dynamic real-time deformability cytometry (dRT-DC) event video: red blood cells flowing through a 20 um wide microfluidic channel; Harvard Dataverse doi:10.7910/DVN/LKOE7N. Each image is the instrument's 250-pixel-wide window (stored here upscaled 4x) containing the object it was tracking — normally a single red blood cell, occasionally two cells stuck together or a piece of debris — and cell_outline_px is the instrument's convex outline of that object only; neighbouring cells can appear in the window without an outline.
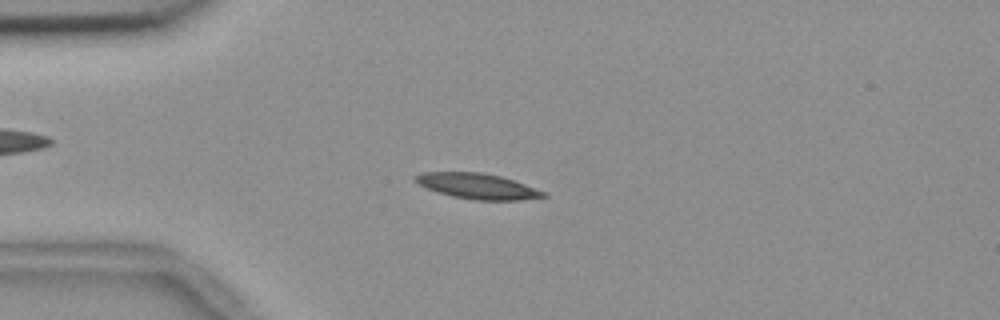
{"species": "common noctule bat (a hibernating species)", "species_latin": "Nyctalus noctula", "temperature_condition": "room temperature", "stored_images_in_passage": 55, "camera_frame_rate_fps": 3000, "um_per_image_px": 0.085, "animal": {"sex": "female", "body_mass_g": 18.4}, "frame": {"image": 1, "passage_image": 14, "time_ms": 4.333, "image_size_px": [1000, 320], "cell_outline_px": [[548, 196], [520, 200], [472, 200], [452, 196], [428, 188], [412, 180], [412, 176], [420, 172], [484, 172], [500, 176], [548, 192]], "centroid_in_image_um": [40.59, 15.81], "position_along_channel_um": 44.4, "area_um2": 19.07}}
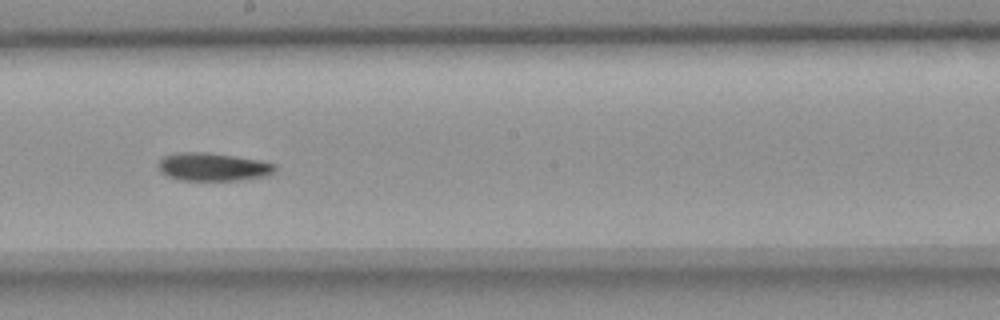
{"frame": {"image": 2, "passage_image": 31, "time_ms": 10.0, "image_size_px": [1000, 320], "cell_outline_px": [[276, 168], [268, 176], [240, 180], [180, 180], [168, 176], [160, 172], [156, 164], [164, 156], [180, 152], [208, 152], [260, 160], [276, 164]], "centroid_in_image_um": [18.09, 14.18], "position_along_channel_um": 230.1, "area_um2": 19.19}}
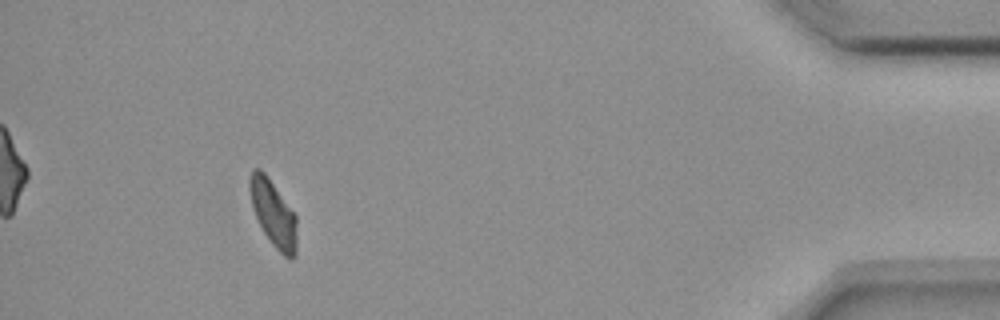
{"frame": {"image": 3, "passage_image": 51, "time_ms": 16.667, "image_size_px": [1000, 320], "cell_outline_px": [[296, 256], [292, 260], [284, 256], [272, 244], [264, 232], [252, 208], [248, 184], [252, 168], [260, 168], [264, 172], [296, 216]], "centroid_in_image_um": [23.22, 18.15], "position_along_channel_um": 412.0, "area_um2": 17.98}, "authors_computed_cell_mechanics": {"area_um2": 18.8428, "velocity_mm_per_s": 3.6417, "shape_relaxation_time_tau1_ms": 4.5786, "shape_relaxation_time_tau2_ms": null, "deformation_change_tau1": 0.1265, "deformation_change_tau2": null}}